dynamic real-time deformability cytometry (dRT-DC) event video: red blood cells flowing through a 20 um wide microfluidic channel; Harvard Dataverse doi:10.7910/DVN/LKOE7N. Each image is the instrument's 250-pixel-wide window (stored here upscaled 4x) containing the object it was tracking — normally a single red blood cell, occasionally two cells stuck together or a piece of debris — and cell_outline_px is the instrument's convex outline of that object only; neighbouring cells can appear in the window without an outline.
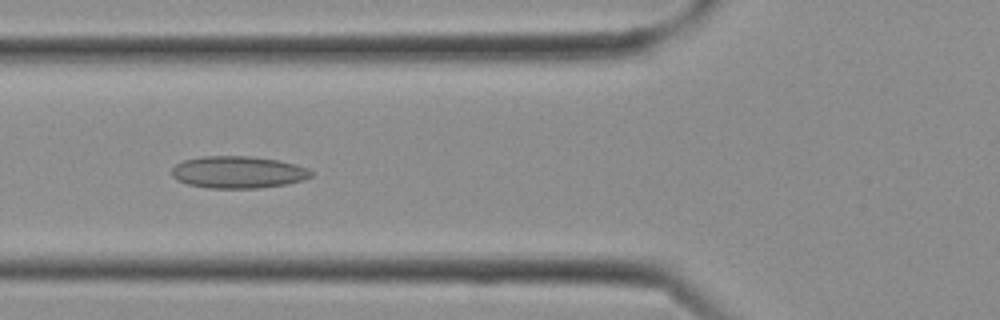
{"species": "Egyptian fruit bat (a non-hibernating species)", "species_latin": "Rousettus aegyptiacus", "temperature_condition": "cold", "stored_images_in_passage": 27, "camera_frame_rate_fps": 3000, "um_per_image_px": 0.085, "frame": {"image": 1, "passage_image": 9, "time_ms": 2.667, "image_size_px": [1000, 320], "cell_outline_px": [[312, 176], [304, 180], [284, 184], [260, 188], [208, 188], [188, 184], [176, 180], [172, 176], [172, 168], [176, 164], [184, 160], [204, 156], [252, 156], [276, 160], [296, 164], [308, 168], [312, 172]], "centroid_in_image_um": [20.23, 14.63], "position_along_channel_um": 105.6, "area_um2": 26.07}}
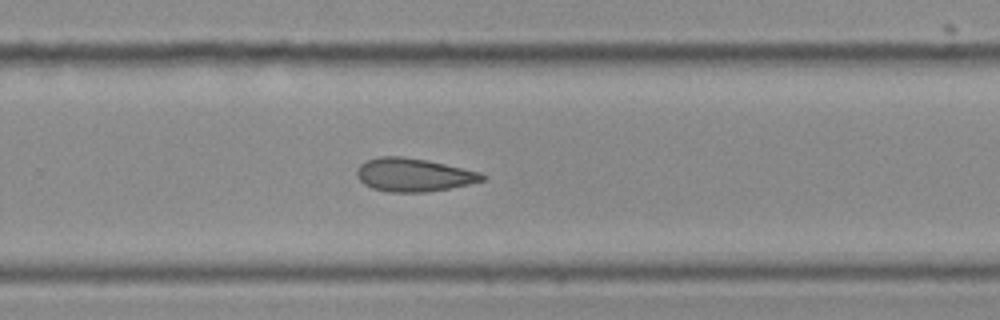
{"frame": {"image": 2, "passage_image": 17, "time_ms": 5.333, "image_size_px": [1000, 320], "cell_outline_px": [[488, 176], [484, 180], [452, 188], [424, 192], [388, 192], [372, 188], [364, 184], [356, 176], [356, 168], [364, 160], [380, 156], [400, 156], [428, 160], [480, 172]], "centroid_in_image_um": [35.13, 14.86], "position_along_channel_um": 294.7, "area_um2": 24.51}}
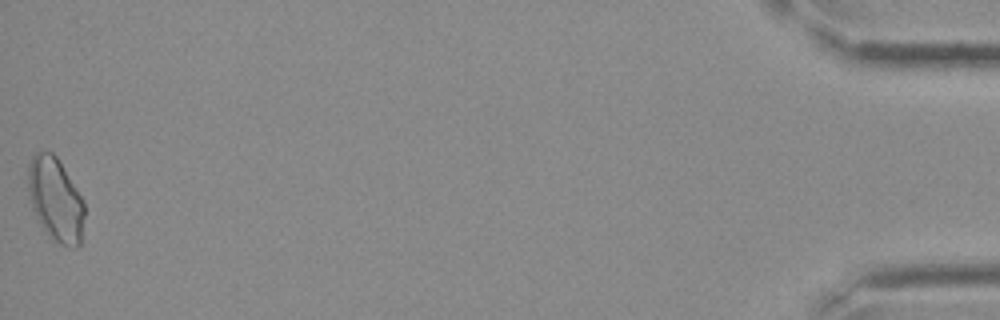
{"frame": {"image": 3, "passage_image": 27, "time_ms": 8.667, "image_size_px": [1000, 320], "cell_outline_px": [[84, 216], [80, 248], [76, 248], [60, 244], [52, 240], [48, 236], [36, 220], [32, 208], [28, 192], [28, 164], [32, 156], [36, 152], [52, 152], [56, 156], [84, 200]], "centroid_in_image_um": [4.71, 17.0], "position_along_channel_um": 430.5, "area_um2": 27.8}}